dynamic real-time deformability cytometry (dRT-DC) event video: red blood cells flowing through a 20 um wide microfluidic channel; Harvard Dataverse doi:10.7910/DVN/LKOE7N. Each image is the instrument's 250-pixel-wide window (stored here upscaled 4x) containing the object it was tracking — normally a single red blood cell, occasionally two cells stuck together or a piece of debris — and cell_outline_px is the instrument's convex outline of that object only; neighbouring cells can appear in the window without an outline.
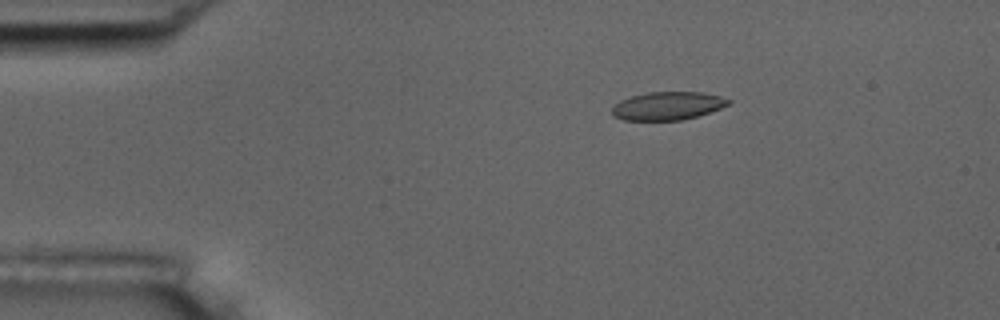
{"species": "common noctule bat (a hibernating species)", "species_latin": "Nyctalus noctula", "temperature_condition": "room temperature", "stored_images_in_passage": 46, "camera_frame_rate_fps": 3000, "um_per_image_px": 0.085, "animal": {"sex": "male", "body_mass_g": 17.5, "forearm_length_mm": 52.3}, "frame": {"image": 1, "passage_image": 1, "time_ms": 0.0, "image_size_px": [1000, 320], "cell_outline_px": [[732, 100], [728, 104], [720, 108], [696, 116], [680, 120], [624, 120], [612, 116], [612, 108], [620, 100], [632, 96], [648, 92], [704, 92], [720, 96]], "centroid_in_image_um": [56.73, 8.99], "position_along_channel_um": 28.3, "area_um2": 18.96}}
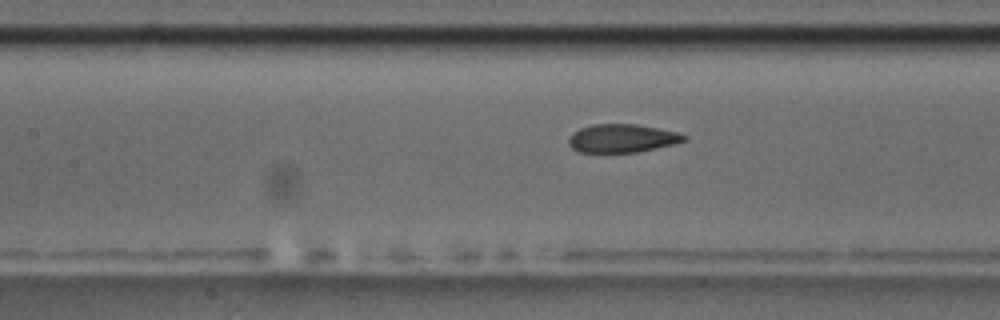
{"frame": {"image": 2, "passage_image": 16, "time_ms": 5.0, "image_size_px": [1000, 320], "cell_outline_px": [[688, 140], [676, 144], [636, 152], [576, 152], [568, 144], [568, 140], [572, 132], [580, 128], [592, 124], [636, 124], [676, 132], [688, 136]], "centroid_in_image_um": [52.87, 11.76], "position_along_channel_um": 154.5, "area_um2": 19.13}}
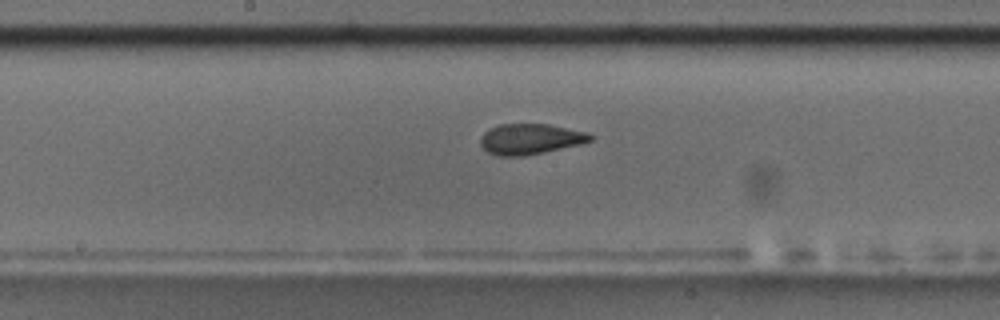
{"frame": {"image": 3, "passage_image": 20, "time_ms": 6.333, "image_size_px": [1000, 320], "cell_outline_px": [[592, 140], [580, 144], [544, 152], [524, 156], [500, 156], [488, 152], [480, 144], [480, 140], [484, 132], [500, 124], [548, 124], [588, 132], [592, 136]], "centroid_in_image_um": [45.08, 11.82], "position_along_channel_um": 203.1, "area_um2": 19.42}, "authors_computed_cell_mechanics": {"area_um2": 19.9699, "velocity_mm_per_s": 3.6726, "shape_relaxation_time_tau1_ms": 9.6602, "shape_relaxation_time_tau2_ms": 1.5184, "deformation_change_tau1": 0.2012, "deformation_change_tau2": 0.0569}}